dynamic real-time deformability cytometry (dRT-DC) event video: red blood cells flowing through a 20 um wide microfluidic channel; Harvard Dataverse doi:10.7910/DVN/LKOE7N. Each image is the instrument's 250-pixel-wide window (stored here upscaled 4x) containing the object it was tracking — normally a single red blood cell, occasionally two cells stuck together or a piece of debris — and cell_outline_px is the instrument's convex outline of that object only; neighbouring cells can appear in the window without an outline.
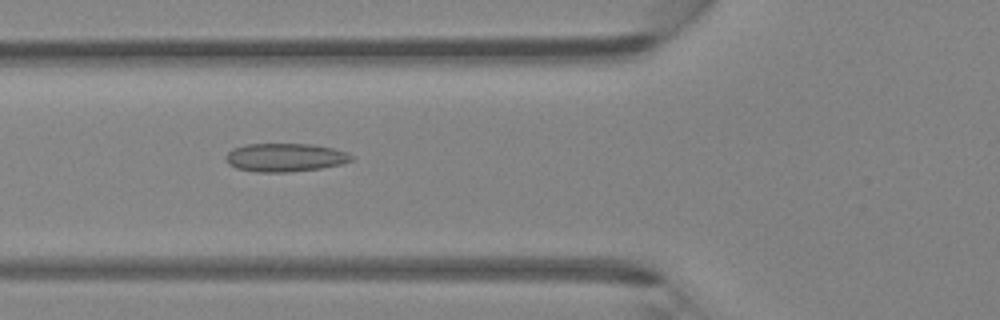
{"species": "Egyptian fruit bat (a non-hibernating species)", "species_latin": "Rousettus aegyptiacus", "temperature_condition": "room temperature", "stored_images_in_passage": 45, "camera_frame_rate_fps": 3000, "um_per_image_px": 0.085, "animal": {"sex": "female"}, "frame": {"image": 1, "passage_image": 16, "time_ms": 5.0, "image_size_px": [1000, 320], "cell_outline_px": [[356, 156], [352, 160], [340, 164], [320, 168], [288, 172], [256, 172], [236, 168], [228, 164], [224, 160], [224, 156], [232, 148], [244, 144], [312, 144], [332, 148], [348, 152]], "centroid_in_image_um": [24.2, 13.38], "position_along_channel_um": 101.6, "area_um2": 20.98}}
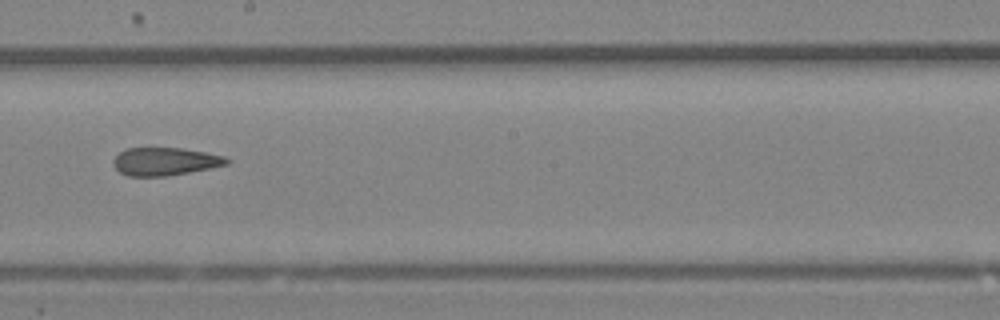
{"frame": {"image": 2, "passage_image": 25, "time_ms": 8.0, "image_size_px": [1000, 320], "cell_outline_px": [[232, 160], [228, 164], [168, 176], [128, 176], [120, 172], [112, 164], [112, 160], [120, 152], [128, 148], [180, 148], [204, 152], [224, 156]], "centroid_in_image_um": [14.01, 13.72], "position_along_channel_um": 234.2, "area_um2": 18.32}}
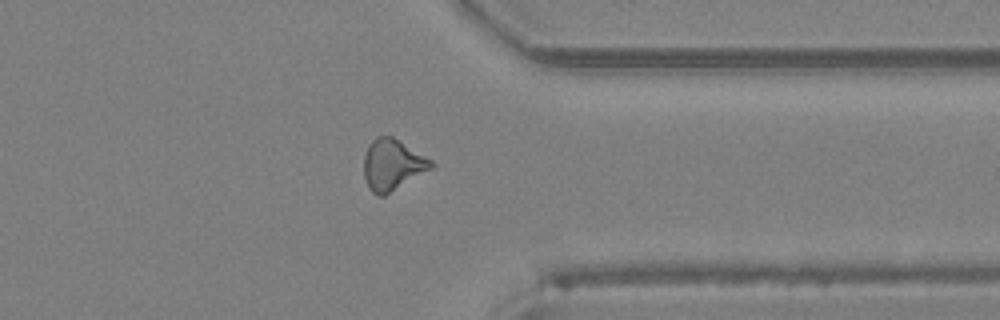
{"frame": {"image": 3, "passage_image": 35, "time_ms": 11.333, "image_size_px": [1000, 320], "cell_outline_px": [[436, 164], [432, 168], [384, 196], [376, 196], [368, 188], [364, 176], [364, 156], [368, 144], [376, 136], [392, 136], [432, 160]], "centroid_in_image_um": [33.34, 14.01], "position_along_channel_um": 378.1, "area_um2": 20.0}}